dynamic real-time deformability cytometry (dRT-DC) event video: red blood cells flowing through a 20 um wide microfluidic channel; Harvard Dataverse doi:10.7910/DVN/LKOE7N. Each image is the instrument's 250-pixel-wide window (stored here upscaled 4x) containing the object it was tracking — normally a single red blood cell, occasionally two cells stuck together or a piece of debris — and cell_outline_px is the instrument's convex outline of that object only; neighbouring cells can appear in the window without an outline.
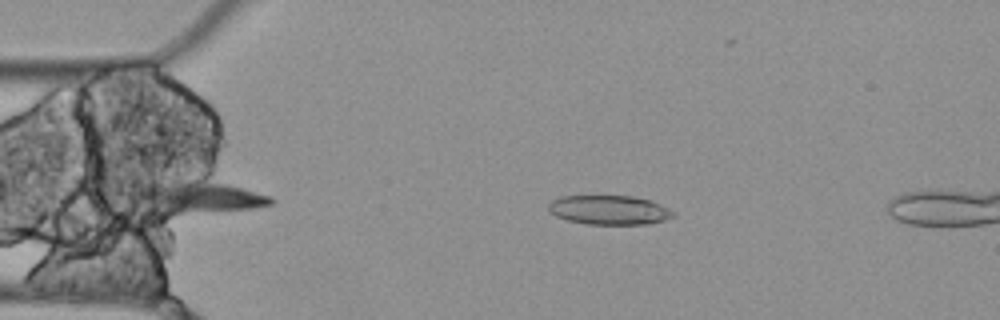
{"species": "Egyptian fruit bat (a non-hibernating species)", "species_latin": "Rousettus aegyptiacus", "temperature_condition": "cold", "stored_images_in_passage": 8, "camera_frame_rate_fps": 3000, "um_per_image_px": 0.085, "animal": {"sex": "female"}, "frame": {"image": 1, "passage_image": 1, "time_ms": 0.0, "image_size_px": [1000, 320], "cell_outline_px": [[676, 216], [664, 220], [648, 224], [588, 224], [568, 220], [556, 216], [548, 212], [548, 204], [552, 200], [560, 196], [632, 196], [648, 200], [660, 204], [676, 212]], "centroid_in_image_um": [51.78, 17.85], "position_along_channel_um": 33.2, "area_um2": 21.33}}
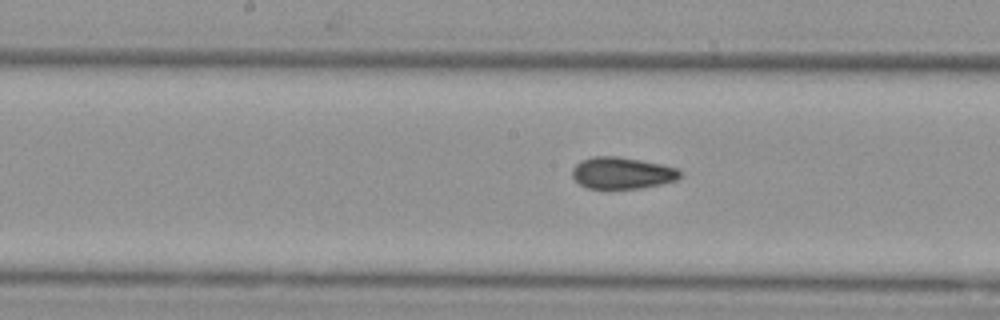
{"frame": {"image": 2, "passage_image": 8, "time_ms": 2.333, "image_size_px": [1000, 320], "cell_outline_px": [[680, 176], [676, 180], [660, 184], [640, 188], [588, 188], [580, 184], [572, 176], [572, 168], [580, 160], [592, 156], [616, 156], [640, 160], [660, 164], [676, 168], [680, 172]], "centroid_in_image_um": [52.83, 14.69], "position_along_channel_um": 195.4, "area_um2": 19.71}}